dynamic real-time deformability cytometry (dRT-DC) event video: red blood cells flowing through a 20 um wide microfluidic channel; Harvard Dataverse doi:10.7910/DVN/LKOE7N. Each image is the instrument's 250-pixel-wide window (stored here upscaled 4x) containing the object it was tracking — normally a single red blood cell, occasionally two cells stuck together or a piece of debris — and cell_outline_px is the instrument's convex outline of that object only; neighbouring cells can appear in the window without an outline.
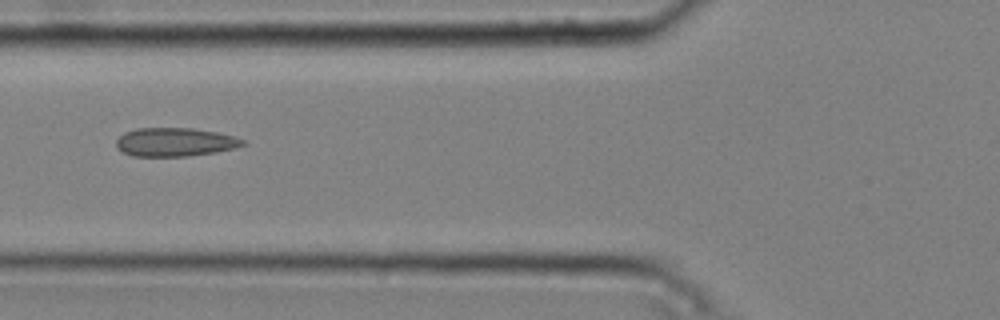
{"species": "common noctule bat (a hibernating species)", "species_latin": "Nyctalus noctula", "temperature_condition": "cold", "stored_images_in_passage": 7, "camera_frame_rate_fps": 3000, "um_per_image_px": 0.085, "animal": {"sex": "male", "body_mass_g": 20.4}, "frame": {"image": 1, "passage_image": 4, "time_ms": 1.0, "image_size_px": [1000, 320], "cell_outline_px": [[248, 144], [236, 148], [216, 152], [188, 156], [132, 156], [116, 148], [116, 140], [124, 132], [136, 128], [192, 128], [216, 132], [232, 136], [244, 140]], "centroid_in_image_um": [14.87, 12.08], "position_along_channel_um": 110.9, "area_um2": 21.15}}
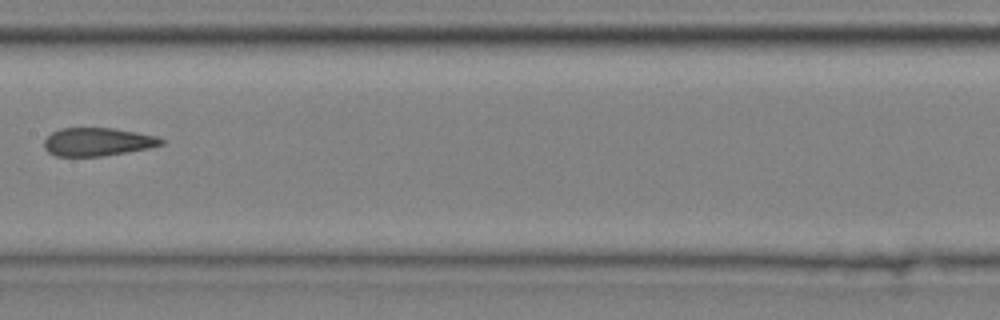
{"frame": {"image": 2, "passage_image": 6, "time_ms": 1.667, "image_size_px": [1000, 320], "cell_outline_px": [[168, 140], [164, 144], [148, 148], [104, 156], [56, 156], [48, 152], [44, 148], [44, 140], [52, 132], [60, 128], [112, 128], [136, 132], [156, 136]], "centroid_in_image_um": [8.31, 12.06], "position_along_channel_um": 199.1, "area_um2": 19.31}}
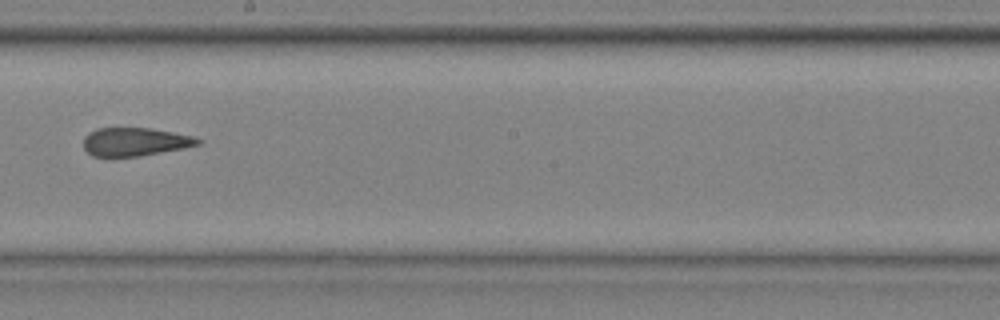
{"frame": {"image": 3, "passage_image": 7, "time_ms": 2.0, "image_size_px": [1000, 320], "cell_outline_px": [[204, 140], [200, 144], [184, 148], [140, 156], [92, 156], [84, 148], [84, 136], [88, 132], [96, 128], [152, 128], [196, 136]], "centroid_in_image_um": [11.52, 12.04], "position_along_channel_um": 236.7, "area_um2": 19.07}}